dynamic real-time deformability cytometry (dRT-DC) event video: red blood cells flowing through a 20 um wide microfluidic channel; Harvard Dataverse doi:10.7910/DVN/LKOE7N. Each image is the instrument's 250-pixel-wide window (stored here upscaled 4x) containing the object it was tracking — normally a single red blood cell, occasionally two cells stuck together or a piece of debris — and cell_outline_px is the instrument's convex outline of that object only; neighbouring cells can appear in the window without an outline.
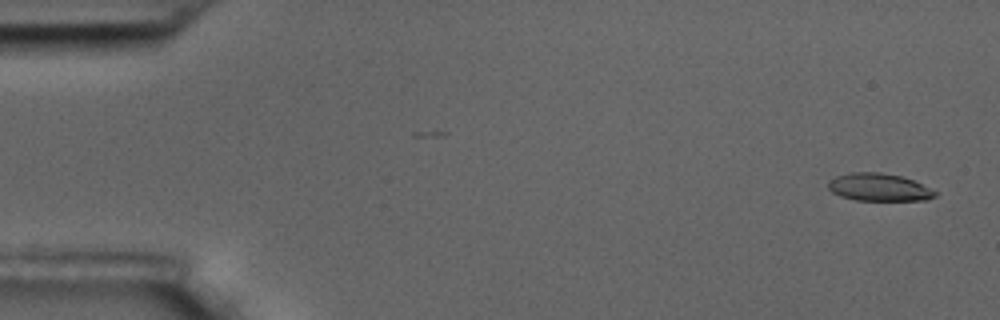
{"species": "common noctule bat (a hibernating species)", "species_latin": "Nyctalus noctula", "temperature_condition": "room temperature", "stored_images_in_passage": 6, "camera_frame_rate_fps": 3000, "um_per_image_px": 0.085, "animal": {"sex": "male", "body_mass_g": 17.5, "forearm_length_mm": 52.3}, "frame": {"image": 1, "passage_image": 1, "time_ms": 0.0, "image_size_px": [1000, 320], "cell_outline_px": [[936, 196], [928, 200], [856, 200], [840, 196], [832, 192], [828, 188], [828, 180], [836, 176], [852, 172], [880, 172], [900, 176], [912, 180], [936, 192]], "centroid_in_image_um": [74.66, 15.92], "position_along_channel_um": 10.3, "area_um2": 17.05}}
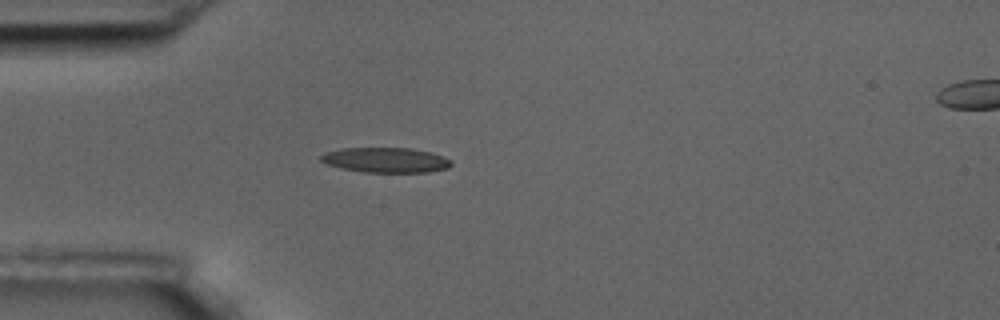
{"frame": {"image": 2, "passage_image": 5, "time_ms": 1.333, "image_size_px": [1000, 320], "cell_outline_px": [[452, 164], [448, 168], [428, 172], [364, 172], [340, 168], [328, 164], [320, 160], [320, 156], [324, 152], [340, 148], [412, 148], [444, 156], [452, 160]], "centroid_in_image_um": [32.78, 13.6], "position_along_channel_um": 52.2, "area_um2": 19.07}}